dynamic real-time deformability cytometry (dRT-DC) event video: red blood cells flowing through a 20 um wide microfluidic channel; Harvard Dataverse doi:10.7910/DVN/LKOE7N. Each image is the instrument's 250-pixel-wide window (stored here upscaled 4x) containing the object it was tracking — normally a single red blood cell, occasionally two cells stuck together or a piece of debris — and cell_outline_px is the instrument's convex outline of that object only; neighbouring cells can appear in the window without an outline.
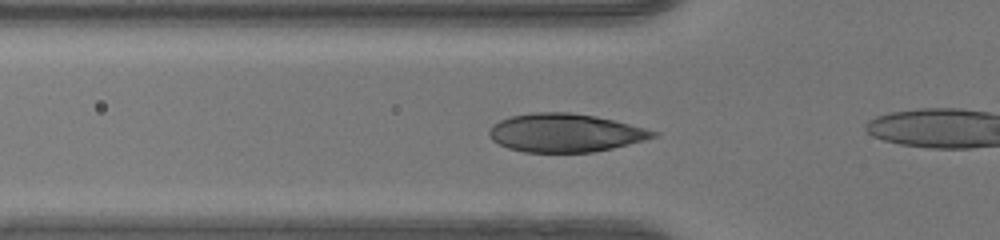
{"species": "human", "species_latin": "Homo sapiens", "temperature_condition": "warm", "stored_images_in_passage": 7, "camera_frame_rate_fps": 3000, "um_per_image_px": 0.085, "donor": {"sex": "female"}, "frame": {"image": 1, "passage_image": 2, "time_ms": 0.333, "image_size_px": [1000, 240], "cell_outline_px": [[660, 132], [656, 136], [644, 140], [612, 148], [592, 152], [524, 152], [508, 148], [492, 140], [488, 136], [488, 132], [492, 124], [500, 120], [512, 116], [532, 112], [568, 112], [596, 116]], "centroid_in_image_um": [48.0, 11.29], "position_along_channel_um": 77.8, "area_um2": 36.47}}
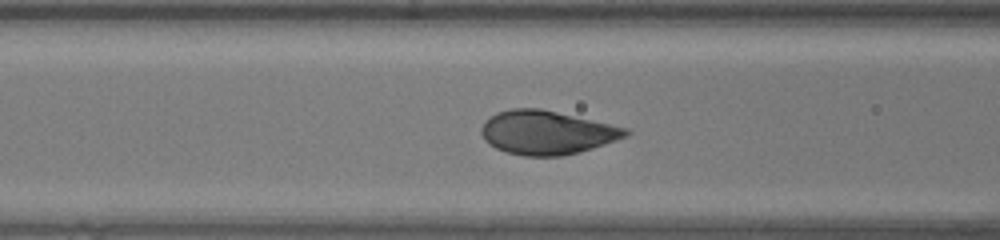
{"frame": {"image": 2, "passage_image": 5, "time_ms": 1.333, "image_size_px": [1000, 240], "cell_outline_px": [[632, 132], [628, 136], [592, 148], [560, 156], [524, 156], [504, 152], [496, 148], [484, 140], [480, 132], [480, 128], [484, 120], [496, 112], [512, 108], [540, 108], [628, 128]], "centroid_in_image_um": [46.44, 11.26], "position_along_channel_um": 120.2, "area_um2": 36.88}}